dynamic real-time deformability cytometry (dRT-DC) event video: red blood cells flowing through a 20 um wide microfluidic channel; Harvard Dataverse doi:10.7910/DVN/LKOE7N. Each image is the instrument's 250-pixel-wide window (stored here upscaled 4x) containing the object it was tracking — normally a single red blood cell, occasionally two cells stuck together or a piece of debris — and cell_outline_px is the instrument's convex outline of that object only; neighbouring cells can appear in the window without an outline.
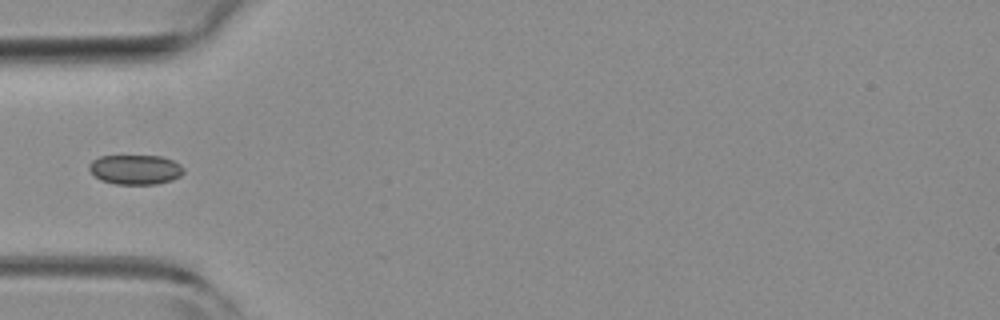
{"species": "common noctule bat (a hibernating species)", "species_latin": "Nyctalus noctula", "temperature_condition": "room temperature", "stored_images_in_passage": 4, "camera_frame_rate_fps": 3000, "um_per_image_px": 0.085, "animal": {"sex": "female", "body_mass_g": 19.3, "forearm_length_mm": 54.1}, "frame": {"image": 1, "passage_image": 4, "time_ms": 1.0, "image_size_px": [1000, 320], "cell_outline_px": [[184, 172], [180, 176], [172, 180], [156, 184], [116, 184], [100, 180], [88, 168], [88, 164], [92, 160], [100, 156], [160, 156], [172, 160], [180, 164], [184, 168]], "centroid_in_image_um": [11.51, 14.41], "position_along_channel_um": 73.5, "area_um2": 16.36}}